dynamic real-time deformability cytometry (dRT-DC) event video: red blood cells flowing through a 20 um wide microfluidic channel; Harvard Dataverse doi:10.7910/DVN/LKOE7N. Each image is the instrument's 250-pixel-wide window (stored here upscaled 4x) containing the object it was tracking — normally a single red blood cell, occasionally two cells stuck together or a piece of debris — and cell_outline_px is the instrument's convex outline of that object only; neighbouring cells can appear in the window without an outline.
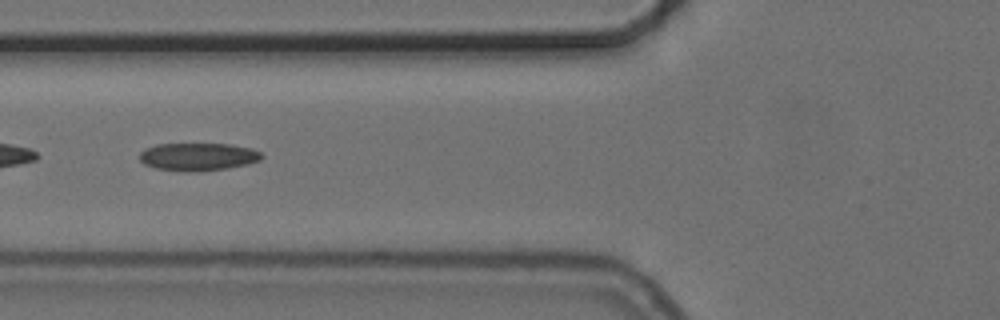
{"species": "common noctule bat (a hibernating species)", "species_latin": "Nyctalus noctula", "temperature_condition": "cold", "stored_images_in_passage": 12, "camera_frame_rate_fps": 3000, "um_per_image_px": 0.085, "animal": {"sex": "female", "body_mass_g": 24.6, "forearm_length_mm": 56.2}, "frame": {"image": 1, "passage_image": 9, "time_ms": 2.667, "image_size_px": [1000, 320], "cell_outline_px": [[264, 156], [260, 160], [248, 164], [228, 168], [196, 172], [184, 172], [156, 168], [144, 164], [140, 160], [140, 152], [144, 148], [156, 144], [232, 144], [252, 148], [260, 152]], "centroid_in_image_um": [16.84, 13.32], "position_along_channel_um": 109.0, "area_um2": 20.0}}